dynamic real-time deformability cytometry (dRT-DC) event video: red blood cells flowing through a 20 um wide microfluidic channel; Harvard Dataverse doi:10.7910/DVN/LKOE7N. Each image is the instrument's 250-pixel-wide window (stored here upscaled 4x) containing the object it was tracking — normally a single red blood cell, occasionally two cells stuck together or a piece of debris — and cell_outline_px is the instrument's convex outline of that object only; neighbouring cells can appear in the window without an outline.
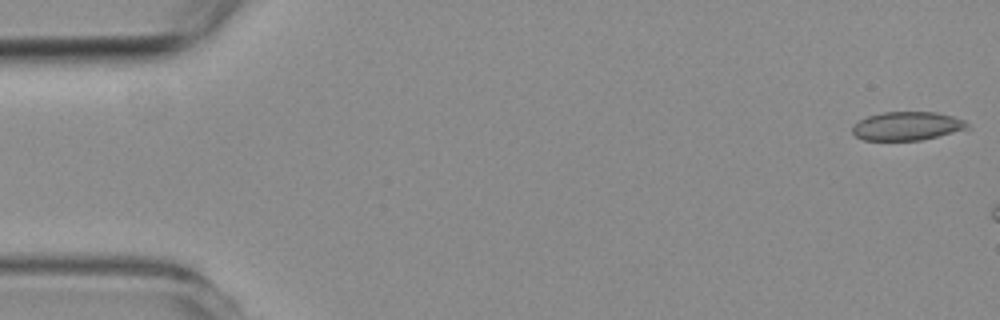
{"species": "common noctule bat (a hibernating species)", "species_latin": "Nyctalus noctula", "temperature_condition": "room temperature", "stored_images_in_passage": 6, "camera_frame_rate_fps": 3000, "um_per_image_px": 0.085, "animal": {"sex": "female", "body_mass_g": 19.3, "forearm_length_mm": 54.1}, "frame": {"image": 1, "passage_image": 6, "time_ms": 6.0, "image_size_px": [1000, 320], "cell_outline_px": [[968, 128], [920, 140], [864, 140], [856, 136], [852, 132], [852, 128], [860, 120], [868, 116], [884, 112], [936, 112], [952, 116], [964, 120], [968, 124]], "centroid_in_image_um": [77.08, 10.71], "position_along_channel_um": 7.9, "area_um2": 18.79}}